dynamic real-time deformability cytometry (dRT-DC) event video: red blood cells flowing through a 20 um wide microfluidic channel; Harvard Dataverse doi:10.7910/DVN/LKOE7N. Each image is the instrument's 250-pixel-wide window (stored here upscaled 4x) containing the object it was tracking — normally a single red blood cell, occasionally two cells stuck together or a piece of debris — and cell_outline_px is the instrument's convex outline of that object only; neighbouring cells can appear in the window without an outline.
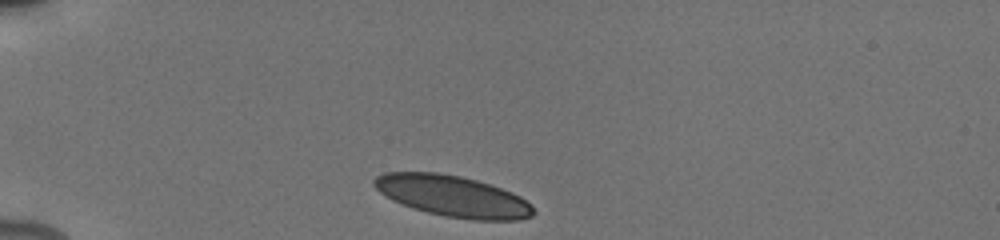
{"species": "human", "species_latin": "Homo sapiens", "temperature_condition": "cold", "stored_images_in_passage": 12, "camera_frame_rate_fps": 3000, "um_per_image_px": 0.085, "donor": {"sex": "male"}, "frame": {"image": 1, "passage_image": 1, "time_ms": 0.0, "image_size_px": [1000, 240], "cell_outline_px": [[536, 212], [532, 216], [520, 220], [472, 220], [444, 216], [428, 212], [392, 200], [384, 196], [372, 184], [372, 180], [376, 176], [384, 172], [440, 172], [460, 176], [476, 180], [512, 192], [520, 196]], "centroid_in_image_um": [38.46, 16.66], "position_along_channel_um": 46.5, "area_um2": 38.03}}
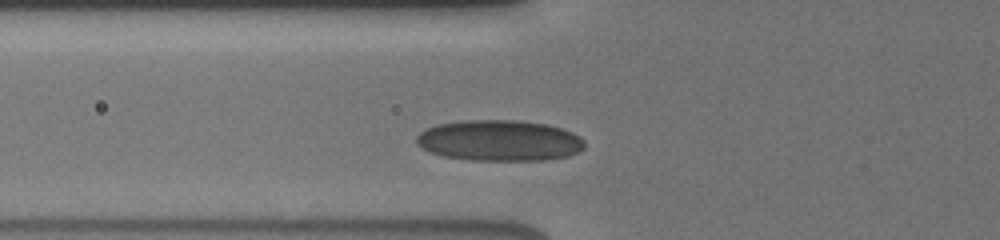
{"frame": {"image": 2, "passage_image": 8, "time_ms": 2.0, "image_size_px": [1000, 240], "cell_outline_px": [[584, 148], [568, 156], [544, 160], [472, 160], [444, 156], [420, 148], [416, 144], [416, 136], [420, 132], [436, 124], [464, 120], [512, 120], [544, 124], [560, 128], [572, 132], [580, 136], [584, 140]], "centroid_in_image_um": [42.43, 11.95], "position_along_channel_um": 83.4, "area_um2": 40.0}}